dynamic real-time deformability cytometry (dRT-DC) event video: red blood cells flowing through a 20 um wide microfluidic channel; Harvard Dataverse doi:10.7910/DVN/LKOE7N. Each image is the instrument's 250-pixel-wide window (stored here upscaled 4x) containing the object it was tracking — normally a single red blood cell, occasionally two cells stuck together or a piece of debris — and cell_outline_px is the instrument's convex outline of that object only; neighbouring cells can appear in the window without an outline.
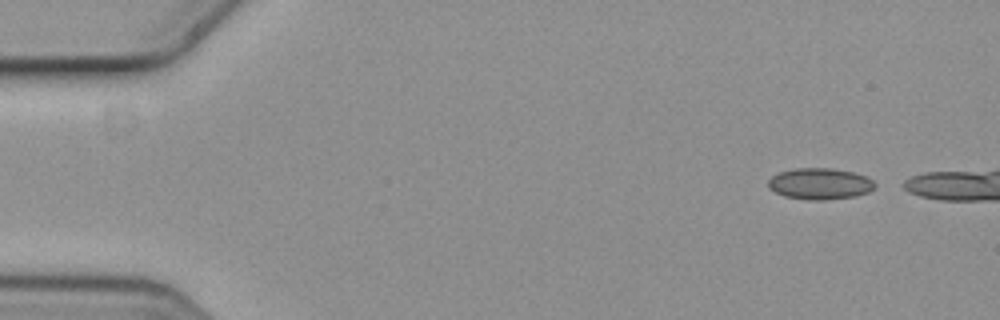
{"species": "common noctule bat (a hibernating species)", "species_latin": "Nyctalus noctula", "temperature_condition": "cold", "stored_images_in_passage": 3, "camera_frame_rate_fps": 3000, "um_per_image_px": 0.085, "animal": {"sex": "female", "body_mass_g": 19.3, "forearm_length_mm": 54.1}, "frame": {"image": 1, "passage_image": 1, "time_ms": 0.0, "image_size_px": [1000, 320], "cell_outline_px": [[876, 184], [868, 192], [856, 196], [824, 200], [808, 200], [784, 196], [768, 188], [768, 180], [772, 176], [780, 172], [796, 168], [832, 168], [852, 172], [864, 176], [872, 180]], "centroid_in_image_um": [69.66, 15.62], "position_along_channel_um": 15.3, "area_um2": 19.36}}